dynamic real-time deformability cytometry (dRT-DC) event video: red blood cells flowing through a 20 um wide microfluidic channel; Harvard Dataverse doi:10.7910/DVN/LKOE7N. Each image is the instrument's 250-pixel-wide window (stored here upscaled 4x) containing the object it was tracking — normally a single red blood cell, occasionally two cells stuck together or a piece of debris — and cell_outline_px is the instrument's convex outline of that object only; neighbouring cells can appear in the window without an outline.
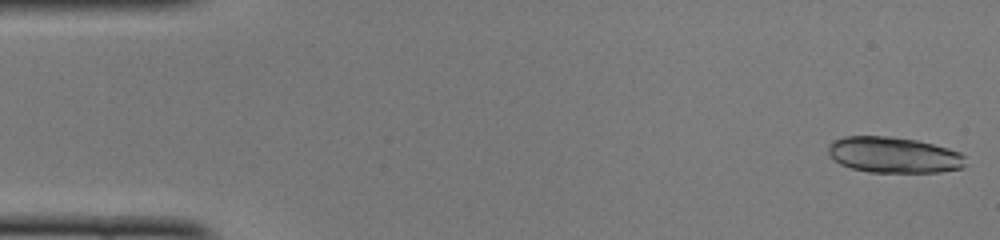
{"species": "common noctule bat (a hibernating species)", "species_latin": "Nyctalus noctula", "temperature_condition": "cold", "stored_images_in_passage": 47, "camera_frame_rate_fps": 3000, "um_per_image_px": 0.085, "animal": {"sex": "female", "body_mass_g": 22.0, "forearm_length_mm": 56.7}, "frame": {"image": 1, "passage_image": 1, "time_ms": 0.0, "image_size_px": [1000, 240], "cell_outline_px": [[964, 168], [940, 172], [868, 172], [852, 168], [840, 164], [828, 152], [828, 144], [844, 136], [888, 136], [916, 140], [948, 148], [960, 152], [964, 156]], "centroid_in_image_um": [75.98, 13.17], "position_along_channel_um": 9.0, "area_um2": 28.61}}
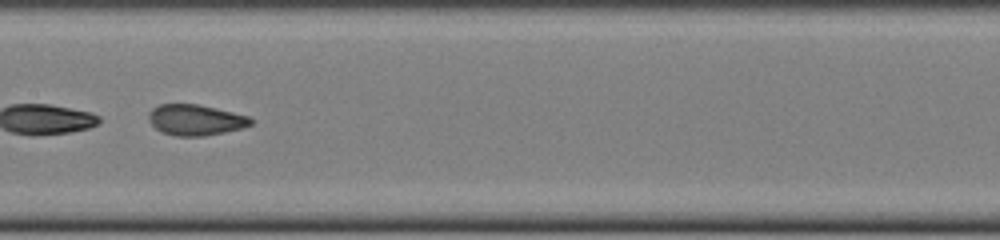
{"frame": {"image": 2, "passage_image": 24, "time_ms": 7.667, "image_size_px": [1000, 240], "cell_outline_px": [[252, 124], [240, 128], [224, 132], [204, 136], [176, 136], [164, 132], [156, 128], [148, 120], [148, 112], [152, 108], [160, 104], [200, 104], [248, 116], [252, 120]], "centroid_in_image_um": [16.59, 10.18], "position_along_channel_um": 190.8, "area_um2": 18.21}, "authors_computed_cell_mechanics": {"area_um2": 28.611, "velocity_mm_per_s": 4.1049, "shape_relaxation_time_tau1_ms": 3.4029, "shape_relaxation_time_tau2_ms": 0.5543, "deformation_change_tau1": 0.1483, "deformation_change_tau2": 0.0552}}